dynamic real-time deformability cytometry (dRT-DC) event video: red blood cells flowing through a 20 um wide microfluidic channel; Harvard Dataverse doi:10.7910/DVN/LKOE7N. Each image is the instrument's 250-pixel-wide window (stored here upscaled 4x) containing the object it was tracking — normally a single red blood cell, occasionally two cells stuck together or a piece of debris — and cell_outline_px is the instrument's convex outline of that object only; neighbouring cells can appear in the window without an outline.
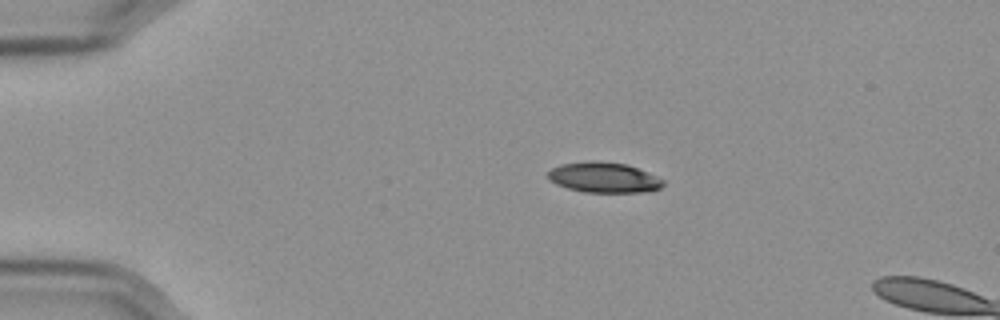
{"species": "Egyptian fruit bat (a non-hibernating species)", "species_latin": "Rousettus aegyptiacus", "temperature_condition": "cold", "stored_images_in_passage": 47, "segment_of_instrument_passage": [1, 2], "camera_frame_rate_fps": 3000, "um_per_image_px": 0.085, "frame": {"image": 1, "passage_image": 1, "time_ms": 0.0, "image_size_px": [1000, 320], "cell_outline_px": [[664, 184], [660, 188], [640, 192], [584, 192], [568, 188], [556, 184], [548, 180], [548, 172], [552, 168], [560, 164], [624, 164], [636, 168], [656, 176], [664, 180]], "centroid_in_image_um": [51.32, 15.14], "position_along_channel_um": 33.7, "area_um2": 19.25}}
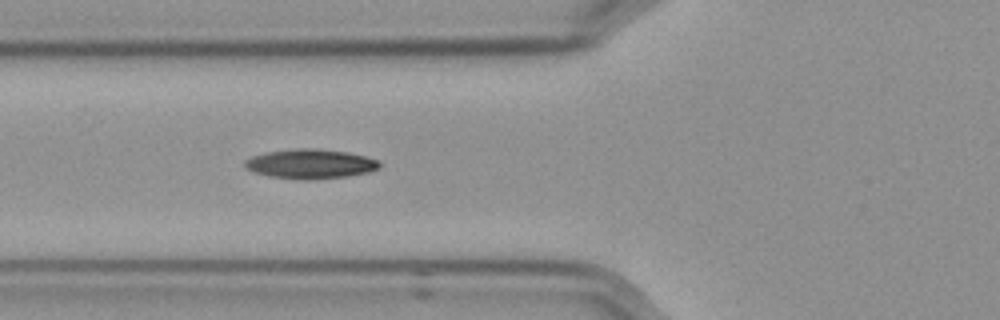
{"frame": {"image": 2, "passage_image": 11, "time_ms": 3.333, "image_size_px": [1000, 320], "cell_outline_px": [[380, 168], [368, 172], [348, 176], [308, 180], [296, 180], [268, 176], [244, 168], [244, 160], [252, 156], [268, 152], [296, 148], [316, 148], [348, 152], [364, 156], [376, 160], [380, 164]], "centroid_in_image_um": [26.35, 13.94], "position_along_channel_um": 99.4, "area_um2": 23.24}}
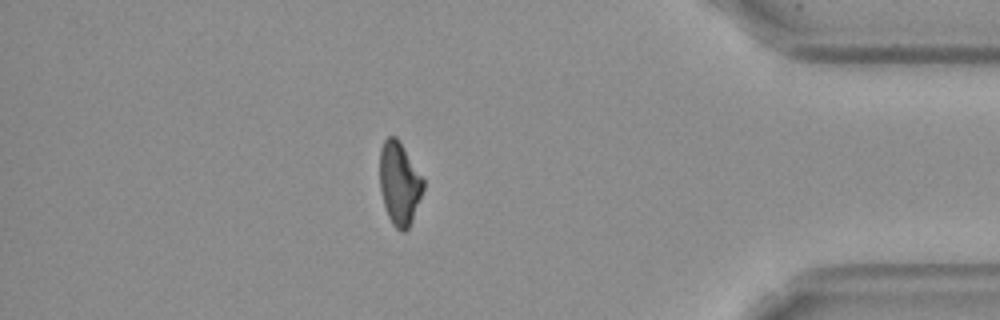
{"frame": {"image": 3, "passage_image": 39, "time_ms": 12.667, "image_size_px": [1000, 320], "cell_outline_px": [[424, 188], [412, 220], [408, 228], [404, 232], [400, 232], [392, 224], [388, 216], [384, 204], [380, 188], [380, 148], [384, 140], [388, 136], [396, 136], [424, 180]], "centroid_in_image_um": [33.94, 15.6], "position_along_channel_um": 401.3, "area_um2": 20.81}}